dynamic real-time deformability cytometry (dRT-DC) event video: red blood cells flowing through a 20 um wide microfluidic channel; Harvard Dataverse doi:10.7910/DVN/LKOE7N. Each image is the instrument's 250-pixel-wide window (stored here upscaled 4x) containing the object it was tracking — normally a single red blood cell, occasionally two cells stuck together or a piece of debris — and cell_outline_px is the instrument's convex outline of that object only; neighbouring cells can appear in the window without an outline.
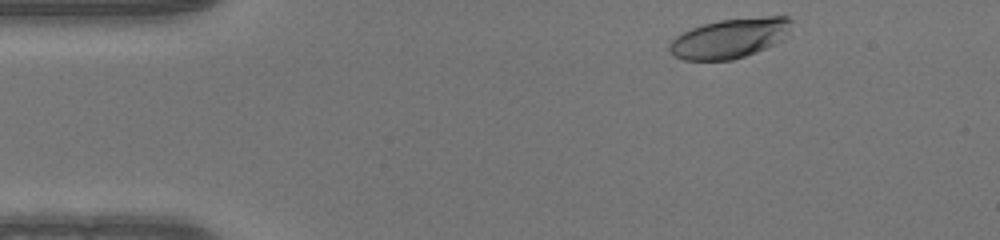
{"species": "human", "species_latin": "Homo sapiens", "temperature_condition": "warm", "stored_images_in_passage": 45, "camera_frame_rate_fps": 3000, "um_per_image_px": 0.085, "donor": {"sex": "male"}, "frame": {"image": 1, "passage_image": 2, "time_ms": 0.333, "image_size_px": [1000, 240], "cell_outline_px": [[792, 20], [780, 40], [756, 52], [732, 60], [684, 60], [672, 56], [668, 52], [668, 44], [676, 36], [692, 28], [704, 24], [720, 20], [768, 16], [788, 16]], "centroid_in_image_um": [61.94, 3.26], "position_along_channel_um": 23.1, "area_um2": 27.8}}
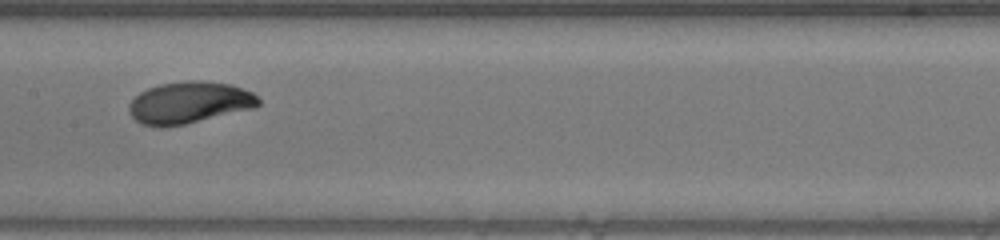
{"frame": {"image": 2, "passage_image": 20, "time_ms": 6.333, "image_size_px": [1000, 240], "cell_outline_px": [[260, 104], [256, 108], [184, 124], [164, 128], [160, 128], [140, 124], [128, 112], [128, 104], [140, 92], [148, 88], [160, 84], [188, 80], [200, 80], [232, 84], [252, 92], [260, 100]], "centroid_in_image_um": [16.08, 8.73], "position_along_channel_um": 191.3, "area_um2": 31.85}}
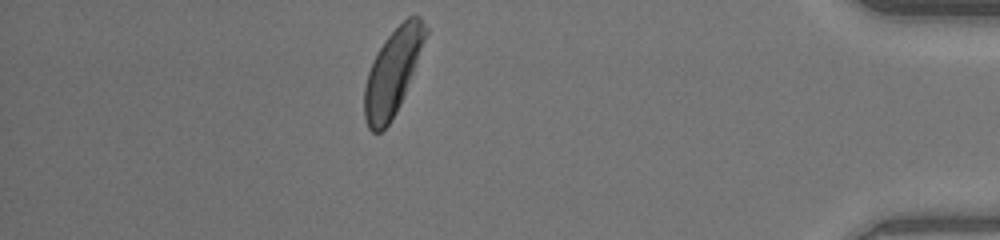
{"frame": {"image": 3, "passage_image": 39, "time_ms": 12.667, "image_size_px": [1000, 240], "cell_outline_px": [[428, 32], [400, 104], [396, 112], [388, 124], [380, 132], [372, 132], [368, 128], [364, 116], [364, 88], [368, 72], [384, 40], [408, 16], [420, 16], [428, 28]], "centroid_in_image_um": [33.37, 6.13], "position_along_channel_um": 401.8, "area_um2": 29.71}}